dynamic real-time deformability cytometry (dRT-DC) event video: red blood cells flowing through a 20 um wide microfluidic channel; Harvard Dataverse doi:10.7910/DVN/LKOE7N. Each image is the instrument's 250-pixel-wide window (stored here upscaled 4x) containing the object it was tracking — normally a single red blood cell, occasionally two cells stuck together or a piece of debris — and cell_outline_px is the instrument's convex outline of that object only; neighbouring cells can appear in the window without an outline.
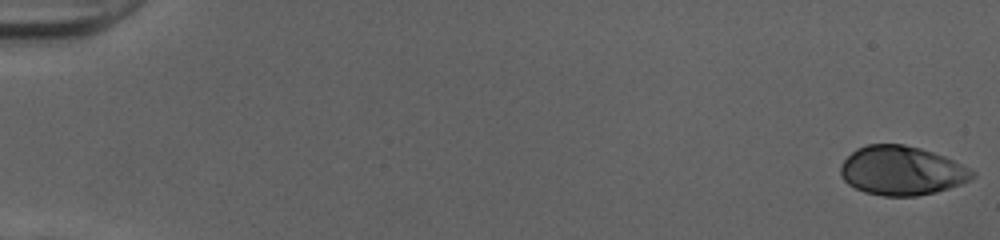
{"species": "human", "species_latin": "Homo sapiens", "temperature_condition": "cold", "stored_images_in_passage": 52, "camera_frame_rate_fps": 3000, "um_per_image_px": 0.085, "donor": {"sex": "female"}, "frame": {"image": 1, "passage_image": 1, "time_ms": 0.0, "image_size_px": [1000, 240], "cell_outline_px": [[976, 176], [960, 184], [936, 192], [916, 196], [884, 196], [864, 192], [848, 184], [840, 176], [840, 164], [856, 148], [868, 144], [904, 144], [920, 148], [944, 156], [976, 172]], "centroid_in_image_um": [76.61, 14.5], "position_along_channel_um": 8.4, "area_um2": 37.63}}
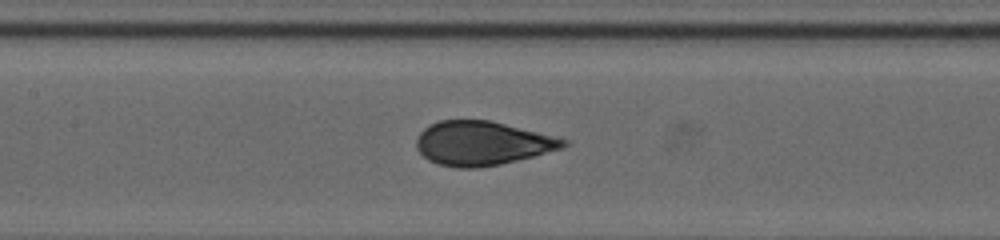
{"frame": {"image": 2, "passage_image": 26, "time_ms": 8.333, "image_size_px": [1000, 240], "cell_outline_px": [[568, 144], [564, 148], [500, 164], [480, 168], [460, 168], [440, 164], [428, 160], [416, 148], [416, 140], [420, 132], [428, 124], [440, 120], [488, 120], [568, 140]], "centroid_in_image_um": [40.94, 12.18], "position_along_channel_um": 166.5, "area_um2": 37.34}}
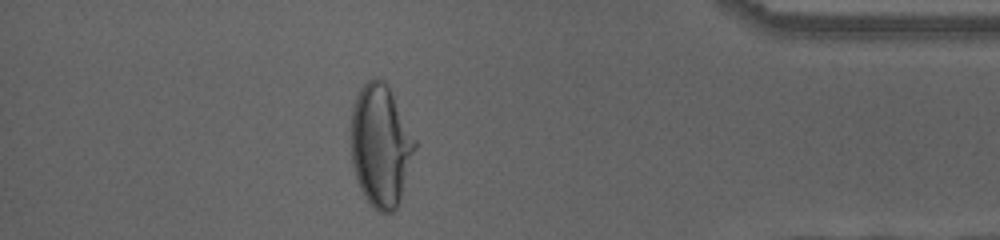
{"frame": {"image": 3, "passage_image": 46, "time_ms": 15.0, "image_size_px": [1000, 240], "cell_outline_px": [[416, 148], [400, 200], [396, 208], [392, 212], [376, 212], [368, 204], [360, 188], [352, 164], [352, 108], [356, 96], [360, 88], [372, 76], [376, 76], [384, 80], [388, 84], [416, 140]], "centroid_in_image_um": [32.36, 12.36], "position_along_channel_um": 402.8, "area_um2": 45.66}, "authors_computed_cell_mechanics": {"area_um2": 37.8301, "velocity_mm_per_s": 4.0356, "shape_relaxation_time_tau1_ms": 6.0397, "shape_relaxation_time_tau2_ms": null, "deformation_change_tau1": 0.228, "deformation_change_tau2": null}}